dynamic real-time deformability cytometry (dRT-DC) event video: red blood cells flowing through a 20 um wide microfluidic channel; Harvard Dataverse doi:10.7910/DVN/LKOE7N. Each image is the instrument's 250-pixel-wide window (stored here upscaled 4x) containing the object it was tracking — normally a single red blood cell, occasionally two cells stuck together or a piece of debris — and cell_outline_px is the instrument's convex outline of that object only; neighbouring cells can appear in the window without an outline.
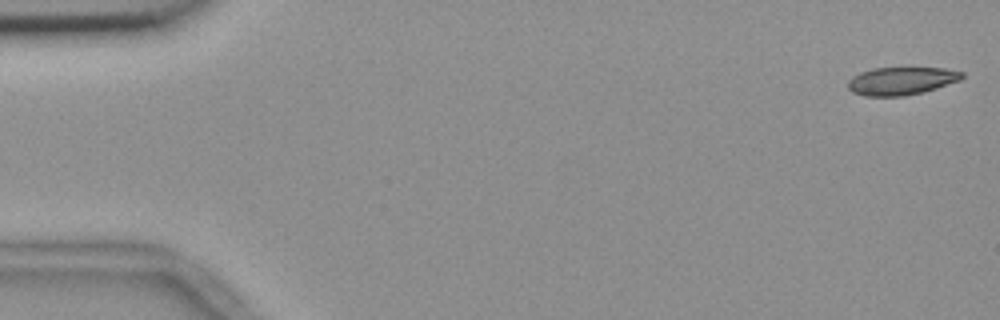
{"species": "common noctule bat (a hibernating species)", "species_latin": "Nyctalus noctula", "temperature_condition": "room temperature", "stored_images_in_passage": 55, "camera_frame_rate_fps": 3000, "um_per_image_px": 0.085, "animal": {"sex": "female", "body_mass_g": 18.4}, "frame": {"image": 1, "passage_image": 1, "time_ms": 0.0, "image_size_px": [1000, 320], "cell_outline_px": [[964, 76], [960, 80], [924, 92], [904, 96], [864, 96], [852, 92], [848, 88], [848, 80], [852, 76], [860, 72], [872, 68], [944, 68], [964, 72]], "centroid_in_image_um": [76.6, 6.88], "position_along_channel_um": 8.4, "area_um2": 18.61}}
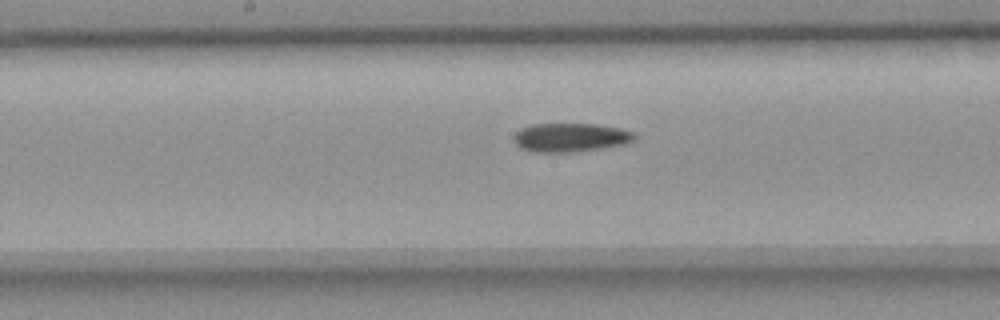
{"frame": {"image": 2, "passage_image": 28, "time_ms": 9.0, "image_size_px": [1000, 320], "cell_outline_px": [[636, 136], [632, 140], [624, 144], [604, 148], [576, 152], [532, 152], [520, 148], [512, 140], [512, 136], [520, 128], [532, 124], [600, 124], [620, 128], [632, 132]], "centroid_in_image_um": [48.44, 11.69], "position_along_channel_um": 199.8, "area_um2": 20.46}}
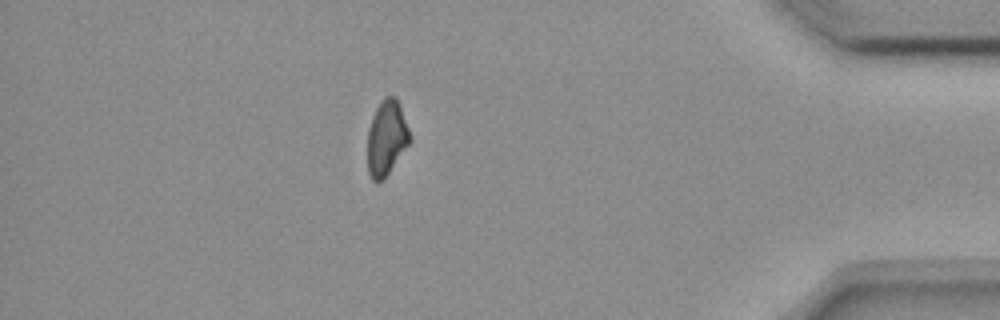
{"frame": {"image": 3, "passage_image": 48, "time_ms": 15.667, "image_size_px": [1000, 320], "cell_outline_px": [[412, 140], [384, 180], [372, 180], [368, 172], [368, 128], [372, 116], [380, 100], [384, 96], [396, 96], [412, 136]], "centroid_in_image_um": [32.87, 11.7], "position_along_channel_um": 402.3, "area_um2": 18.73}, "authors_computed_cell_mechanics": {"area_um2": 19.7676, "velocity_mm_per_s": 3.6766, "shape_relaxation_time_tau1_ms": 10.6657, "shape_relaxation_time_tau2_ms": null, "deformation_change_tau1": 0.1936, "deformation_change_tau2": null}}